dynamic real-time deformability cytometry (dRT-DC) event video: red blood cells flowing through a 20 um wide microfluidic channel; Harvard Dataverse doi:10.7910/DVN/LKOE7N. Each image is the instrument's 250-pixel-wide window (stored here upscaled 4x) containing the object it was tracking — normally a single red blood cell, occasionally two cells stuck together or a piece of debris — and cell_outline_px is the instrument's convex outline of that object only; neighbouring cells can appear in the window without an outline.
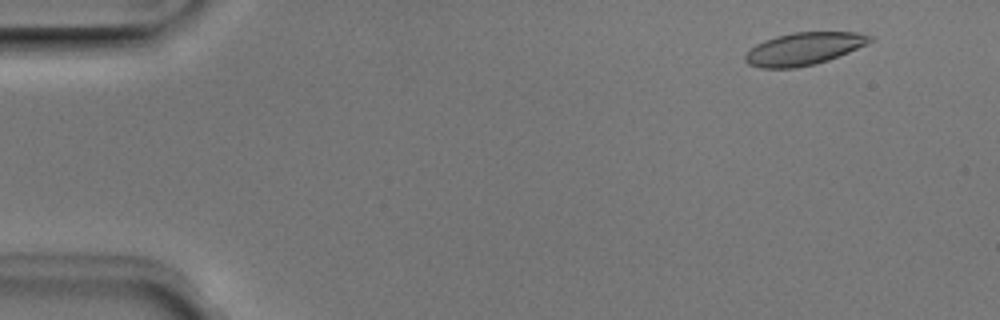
{"species": "Egyptian fruit bat (a non-hibernating species)", "species_latin": "Rousettus aegyptiacus", "temperature_condition": "room temperature", "stored_images_in_passage": 3, "camera_frame_rate_fps": 3000, "um_per_image_px": 0.085, "animal": {"sex": "male"}, "frame": {"image": 1, "passage_image": 1, "time_ms": 0.0, "image_size_px": [1000, 320], "cell_outline_px": [[876, 36], [868, 44], [828, 60], [816, 64], [796, 68], [760, 68], [748, 64], [744, 60], [744, 56], [756, 44], [764, 40], [776, 36], [792, 32], [860, 32]], "centroid_in_image_um": [68.35, 4.14], "position_along_channel_um": 16.6, "area_um2": 23.81}}
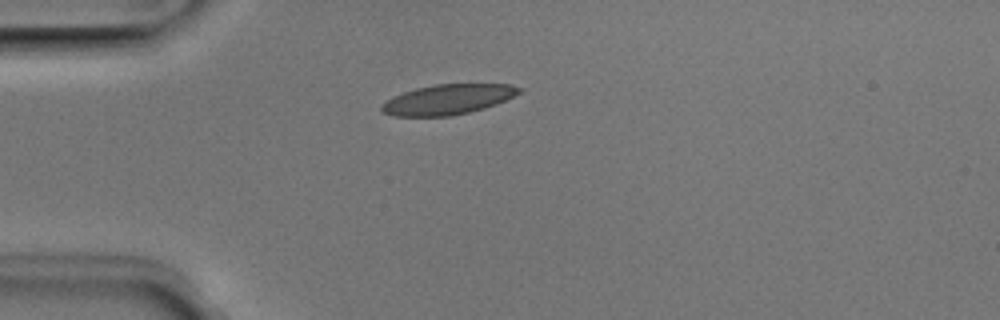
{"frame": {"image": 2, "passage_image": 3, "time_ms": 0.667, "image_size_px": [1000, 320], "cell_outline_px": [[524, 88], [520, 92], [496, 104], [484, 108], [452, 116], [396, 116], [380, 112], [380, 104], [392, 96], [416, 88], [436, 84], [512, 84]], "centroid_in_image_um": [38.03, 8.45], "position_along_channel_um": 47.0, "area_um2": 24.16}}